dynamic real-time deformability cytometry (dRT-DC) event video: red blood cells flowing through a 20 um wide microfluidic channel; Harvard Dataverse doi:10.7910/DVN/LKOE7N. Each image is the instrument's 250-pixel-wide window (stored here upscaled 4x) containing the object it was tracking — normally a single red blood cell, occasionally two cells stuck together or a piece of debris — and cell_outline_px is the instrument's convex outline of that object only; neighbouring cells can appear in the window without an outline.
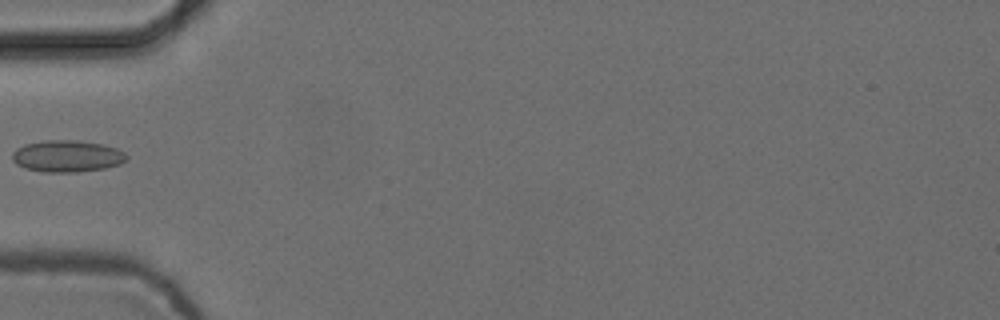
{"species": "common noctule bat (a hibernating species)", "species_latin": "Nyctalus noctula", "temperature_condition": "cold", "stored_images_in_passage": 5, "camera_frame_rate_fps": 3000, "um_per_image_px": 0.085, "animal": {"sex": "female", "body_mass_g": 24.6, "forearm_length_mm": 56.2}, "frame": {"image": 1, "passage_image": 4, "time_ms": 1.0, "image_size_px": [1000, 320], "cell_outline_px": [[128, 160], [120, 164], [104, 168], [76, 172], [44, 172], [24, 168], [16, 164], [12, 160], [12, 152], [16, 148], [24, 144], [44, 140], [76, 140], [104, 144], [116, 148], [124, 152], [128, 156]], "centroid_in_image_um": [5.7, 13.27], "position_along_channel_um": 79.3, "area_um2": 21.39}}
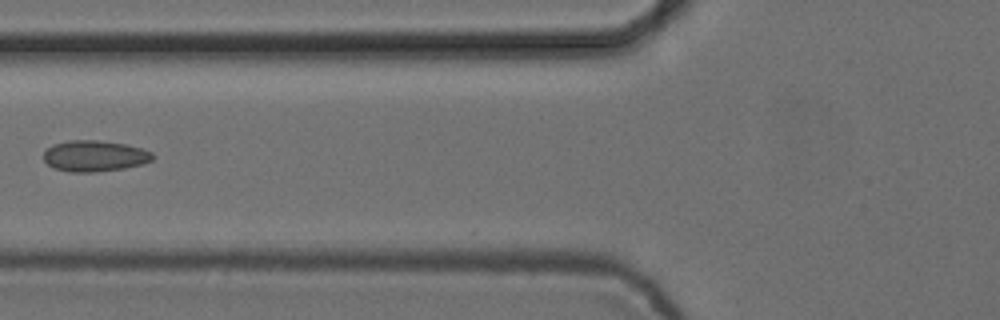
{"frame": {"image": 2, "passage_image": 5, "time_ms": 1.333, "image_size_px": [1000, 320], "cell_outline_px": [[156, 156], [152, 160], [144, 164], [124, 168], [96, 172], [68, 172], [56, 168], [48, 164], [44, 160], [44, 152], [52, 144], [68, 140], [96, 140], [128, 144], [152, 152]], "centroid_in_image_um": [8.07, 13.25], "position_along_channel_um": 117.7, "area_um2": 19.88}}